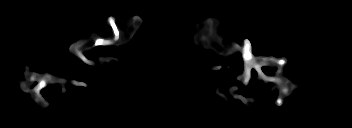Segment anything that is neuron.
I'll use <instances>...</instances> for the list:
<instances>
[{
    "mask_svg": "<svg viewBox=\"0 0 352 128\" xmlns=\"http://www.w3.org/2000/svg\"><path fill=\"white\" fill-rule=\"evenodd\" d=\"M221 19H214L211 17H207L204 21V28L203 30H199V33L201 34L200 40H198L197 34H198V28L201 25V22L196 23V28H197V34H194V43L197 46L203 45L204 49H211L215 53L223 55V56H228L233 54V51H240L242 53V57L244 60V72L237 77V80H242L243 77V83L248 86L250 78H251V69L254 68L257 70L259 73L258 79H263L264 81L268 82H273L275 85L272 87L270 90L271 92L274 91V89L278 88L280 94L275 101V104L278 106H281L284 102V99L289 96L292 92V90L297 89L298 85L293 84L289 79L287 78H281L280 75L284 74V71L282 67L287 63L286 58H278L274 56H254L252 53V48H251V43L248 39L244 40V46L239 47V45L236 42H230L229 44H223L222 42V36L217 34V29L218 25ZM108 23L112 28L113 35L107 38H102L97 35L96 32H93L92 35L87 38V39H80L78 42L74 43L72 46H70L69 50L72 53V55L77 56L79 59H81L83 62L86 64H93V61L86 59L84 55L85 50H89L95 46H111V45H122L128 39H131V34L136 33L137 30L140 28V26L143 23V19L136 16L130 17V22L125 23L127 26L128 24L132 26V31H128V38L122 39V27L120 25H117L115 23V17H108ZM100 62H109V61H116L119 63V59L117 57H101L98 58ZM268 64H272L273 67L277 68V71L275 72L276 75L275 77L272 76H266L262 70L260 69L261 66H267ZM222 66H213L212 71H215L216 69H220ZM24 78L26 79V83L23 82L21 83V90L25 93H27L30 89L31 84L33 81L38 80V85L35 86V88H32V92L35 91V94L31 96L32 99L36 101L38 105H42L43 107H48V103L43 99L41 96V90L43 88H46L47 82H57V79L54 77H50L48 73H43V75H40L38 73L34 72H28V68H26V71L24 72ZM277 84V85H276ZM71 85H77V86H85L86 85L81 82V81H72ZM238 90L237 86H232L229 89L230 94L233 92H236ZM216 94H218L220 97H222L225 101L228 100L227 97H225L224 94L219 93V89H216ZM234 98L240 99L244 104H247V100L242 96V95H233Z\"/></svg>",
    "mask_w": 352,
    "mask_h": 128,
    "instance_id": "neuron-1",
    "label": "neuron"
}]
</instances>
